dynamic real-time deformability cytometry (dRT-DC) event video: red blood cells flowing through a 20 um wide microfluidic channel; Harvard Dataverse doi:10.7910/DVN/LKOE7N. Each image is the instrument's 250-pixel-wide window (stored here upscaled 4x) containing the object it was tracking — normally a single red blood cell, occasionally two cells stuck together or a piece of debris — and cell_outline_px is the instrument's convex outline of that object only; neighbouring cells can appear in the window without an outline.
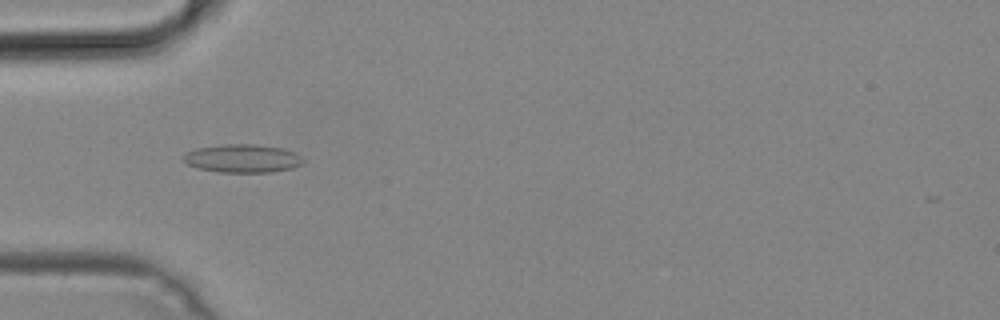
{"species": "common noctule bat (a hibernating species)", "species_latin": "Nyctalus noctula", "temperature_condition": "cold", "stored_images_in_passage": 36, "camera_frame_rate_fps": 3000, "um_per_image_px": 0.085, "animal": {"sex": "male", "body_mass_g": 19.2, "forearm_length_mm": 51.8}, "frame": {"image": 1, "passage_image": 2, "time_ms": 0.333, "image_size_px": [1000, 320], "cell_outline_px": [[304, 164], [292, 168], [272, 172], [220, 172], [196, 168], [188, 164], [184, 160], [184, 156], [188, 152], [196, 148], [224, 144], [256, 144], [284, 148], [296, 152], [304, 160]], "centroid_in_image_um": [20.67, 13.46], "position_along_channel_um": 64.3, "area_um2": 19.83}}
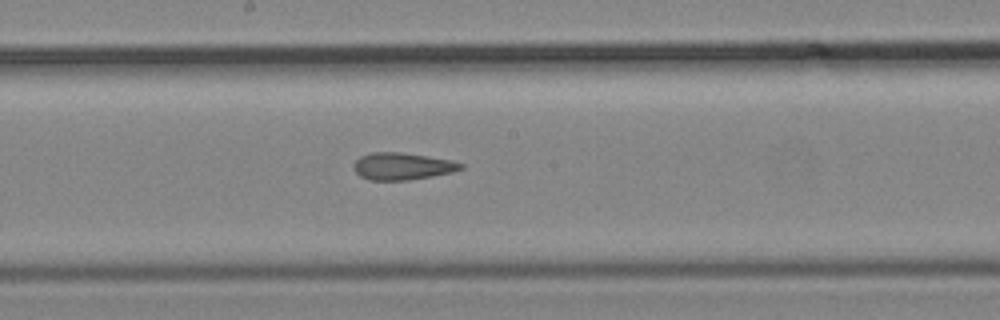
{"frame": {"image": 2, "passage_image": 13, "time_ms": 4.0, "image_size_px": [1000, 320], "cell_outline_px": [[464, 168], [452, 172], [432, 176], [408, 180], [368, 180], [360, 176], [352, 168], [352, 164], [360, 156], [372, 152], [400, 152], [452, 160], [464, 164]], "centroid_in_image_um": [34.17, 14.13], "position_along_channel_um": 214.0, "area_um2": 16.99}}
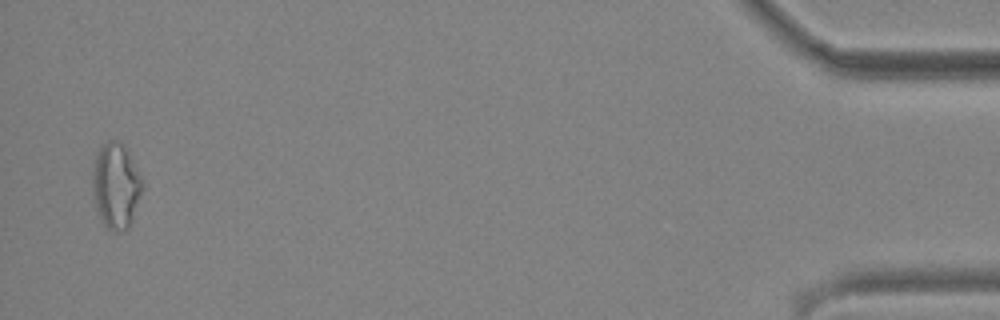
{"frame": {"image": 3, "passage_image": 35, "time_ms": 11.333, "image_size_px": [1000, 320], "cell_outline_px": [[144, 188], [128, 228], [116, 232], [112, 232], [104, 224], [96, 208], [92, 188], [92, 164], [96, 152], [108, 140], [120, 140], [128, 152], [140, 176]], "centroid_in_image_um": [9.83, 15.77], "position_along_channel_um": 425.4, "area_um2": 24.8}}